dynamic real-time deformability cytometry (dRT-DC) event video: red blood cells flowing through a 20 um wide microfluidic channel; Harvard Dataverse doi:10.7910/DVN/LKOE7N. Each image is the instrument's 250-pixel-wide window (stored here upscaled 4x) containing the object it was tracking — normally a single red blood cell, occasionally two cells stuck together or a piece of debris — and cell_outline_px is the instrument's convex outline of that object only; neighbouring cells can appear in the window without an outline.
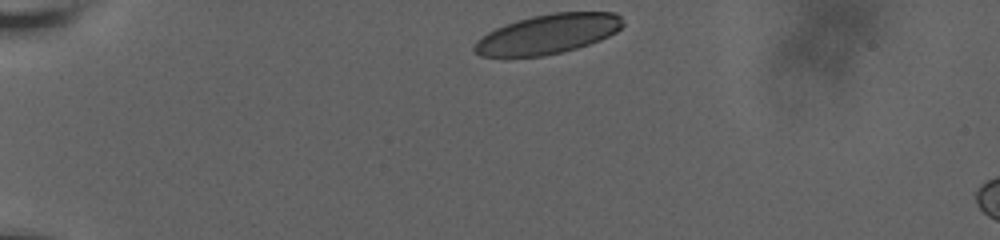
{"species": "human", "species_latin": "Homo sapiens", "temperature_condition": "room temperature", "stored_images_in_passage": 32, "camera_frame_rate_fps": 3000, "um_per_image_px": 0.085, "donor": {"sex": "male"}, "frame": {"image": 1, "passage_image": 1, "time_ms": 0.0, "image_size_px": [1000, 240], "cell_outline_px": [[624, 24], [616, 32], [600, 40], [576, 48], [544, 56], [480, 56], [472, 48], [476, 40], [488, 32], [496, 28], [516, 20], [532, 16], [552, 12], [616, 12], [620, 16]], "centroid_in_image_um": [46.57, 2.88], "position_along_channel_um": 38.4, "area_um2": 34.1}}
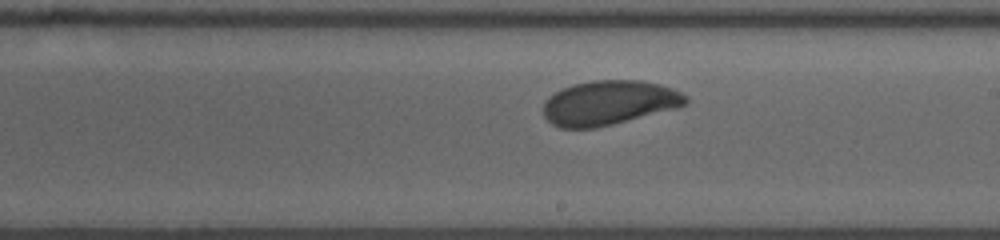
{"frame": {"image": 2, "passage_image": 17, "time_ms": 7.333, "image_size_px": [1000, 240], "cell_outline_px": [[688, 100], [684, 104], [676, 108], [596, 128], [560, 128], [552, 124], [544, 116], [544, 100], [548, 96], [560, 88], [572, 84], [592, 80], [640, 80], [660, 84], [672, 88], [688, 96]], "centroid_in_image_um": [51.72, 8.72], "position_along_channel_um": 237.3, "area_um2": 36.99}}
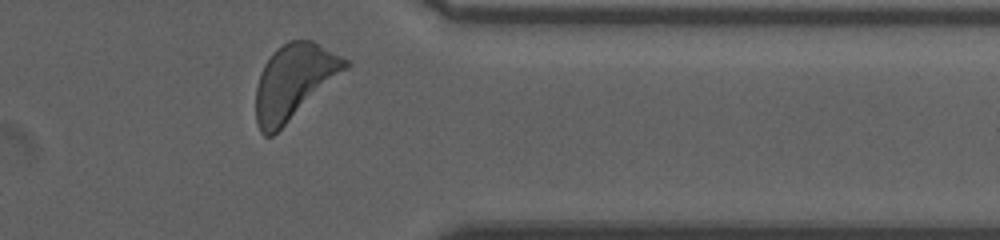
{"frame": {"image": 3, "passage_image": 31, "time_ms": 11.667, "image_size_px": [1000, 240], "cell_outline_px": [[352, 64], [348, 68], [272, 136], [264, 136], [260, 132], [256, 124], [256, 88], [260, 72], [264, 64], [272, 52], [276, 48], [288, 40], [312, 40], [348, 60]], "centroid_in_image_um": [24.97, 6.92], "position_along_channel_um": 386.4, "area_um2": 38.73}, "authors_computed_cell_mechanics": {"area_um2": 36.7319, "velocity_mm_per_s": 3.5842, "shape_relaxation_time_tau1_ms": 1.7742, "shape_relaxation_time_tau2_ms": null, "deformation_change_tau1": 0.0771, "deformation_change_tau2": null}}